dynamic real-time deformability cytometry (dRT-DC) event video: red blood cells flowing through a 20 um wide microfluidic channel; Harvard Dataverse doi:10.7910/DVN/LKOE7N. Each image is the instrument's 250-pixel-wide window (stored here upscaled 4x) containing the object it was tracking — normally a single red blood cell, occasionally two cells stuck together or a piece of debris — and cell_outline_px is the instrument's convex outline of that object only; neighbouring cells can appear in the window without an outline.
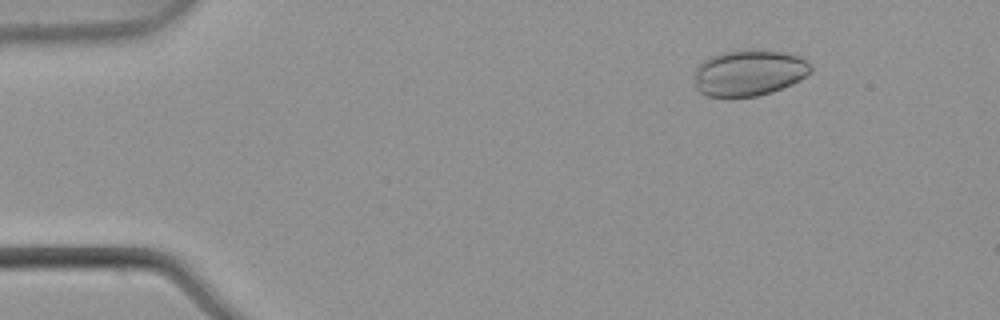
{"species": "common noctule bat (a hibernating species)", "species_latin": "Nyctalus noctula", "temperature_condition": "warm", "stored_images_in_passage": 5, "camera_frame_rate_fps": 3000, "um_per_image_px": 0.085, "animal": {"sex": "male", "body_mass_g": 21.5, "forearm_length_mm": 52.0}, "frame": {"image": 1, "passage_image": 2, "time_ms": 0.333, "image_size_px": [1000, 320], "cell_outline_px": [[812, 72], [800, 80], [792, 84], [772, 92], [756, 96], [708, 96], [700, 92], [696, 88], [696, 68], [704, 60], [712, 56], [724, 52], [752, 48], [780, 52], [800, 56], [812, 64]], "centroid_in_image_um": [63.72, 6.17], "position_along_channel_um": 21.3, "area_um2": 31.27}}